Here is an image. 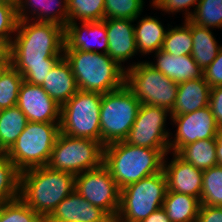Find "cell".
Here are the masks:
<instances>
[{
  "label": "cell",
  "instance_id": "cell-1",
  "mask_svg": "<svg viewBox=\"0 0 222 222\" xmlns=\"http://www.w3.org/2000/svg\"><path fill=\"white\" fill-rule=\"evenodd\" d=\"M9 51L11 65L23 80L41 86L63 57L64 27L52 22L19 20Z\"/></svg>",
  "mask_w": 222,
  "mask_h": 222
},
{
  "label": "cell",
  "instance_id": "cell-2",
  "mask_svg": "<svg viewBox=\"0 0 222 222\" xmlns=\"http://www.w3.org/2000/svg\"><path fill=\"white\" fill-rule=\"evenodd\" d=\"M169 149H153L116 141L104 146L103 165L120 189L163 170Z\"/></svg>",
  "mask_w": 222,
  "mask_h": 222
},
{
  "label": "cell",
  "instance_id": "cell-3",
  "mask_svg": "<svg viewBox=\"0 0 222 222\" xmlns=\"http://www.w3.org/2000/svg\"><path fill=\"white\" fill-rule=\"evenodd\" d=\"M75 190V175L48 166L21 172L19 197L46 220L57 205Z\"/></svg>",
  "mask_w": 222,
  "mask_h": 222
},
{
  "label": "cell",
  "instance_id": "cell-4",
  "mask_svg": "<svg viewBox=\"0 0 222 222\" xmlns=\"http://www.w3.org/2000/svg\"><path fill=\"white\" fill-rule=\"evenodd\" d=\"M79 90L109 93L125 85L126 68L121 67L107 53L64 50Z\"/></svg>",
  "mask_w": 222,
  "mask_h": 222
},
{
  "label": "cell",
  "instance_id": "cell-5",
  "mask_svg": "<svg viewBox=\"0 0 222 222\" xmlns=\"http://www.w3.org/2000/svg\"><path fill=\"white\" fill-rule=\"evenodd\" d=\"M59 133V123L28 121L6 155L20 172L47 166Z\"/></svg>",
  "mask_w": 222,
  "mask_h": 222
},
{
  "label": "cell",
  "instance_id": "cell-6",
  "mask_svg": "<svg viewBox=\"0 0 222 222\" xmlns=\"http://www.w3.org/2000/svg\"><path fill=\"white\" fill-rule=\"evenodd\" d=\"M166 192L167 179L163 170L125 186L121 189L115 222H141L162 208Z\"/></svg>",
  "mask_w": 222,
  "mask_h": 222
},
{
  "label": "cell",
  "instance_id": "cell-7",
  "mask_svg": "<svg viewBox=\"0 0 222 222\" xmlns=\"http://www.w3.org/2000/svg\"><path fill=\"white\" fill-rule=\"evenodd\" d=\"M102 94L78 90L61 105L60 132L101 143L100 107Z\"/></svg>",
  "mask_w": 222,
  "mask_h": 222
},
{
  "label": "cell",
  "instance_id": "cell-8",
  "mask_svg": "<svg viewBox=\"0 0 222 222\" xmlns=\"http://www.w3.org/2000/svg\"><path fill=\"white\" fill-rule=\"evenodd\" d=\"M141 102L126 85L102 94L100 107L101 144L123 141L137 117Z\"/></svg>",
  "mask_w": 222,
  "mask_h": 222
},
{
  "label": "cell",
  "instance_id": "cell-9",
  "mask_svg": "<svg viewBox=\"0 0 222 222\" xmlns=\"http://www.w3.org/2000/svg\"><path fill=\"white\" fill-rule=\"evenodd\" d=\"M125 85L141 104L155 105L172 110L177 96L178 84L149 62H138L126 68Z\"/></svg>",
  "mask_w": 222,
  "mask_h": 222
},
{
  "label": "cell",
  "instance_id": "cell-10",
  "mask_svg": "<svg viewBox=\"0 0 222 222\" xmlns=\"http://www.w3.org/2000/svg\"><path fill=\"white\" fill-rule=\"evenodd\" d=\"M104 146L96 140L75 138L59 133L47 166L74 175L99 168Z\"/></svg>",
  "mask_w": 222,
  "mask_h": 222
},
{
  "label": "cell",
  "instance_id": "cell-11",
  "mask_svg": "<svg viewBox=\"0 0 222 222\" xmlns=\"http://www.w3.org/2000/svg\"><path fill=\"white\" fill-rule=\"evenodd\" d=\"M74 191L102 209L111 219L117 217L121 189L103 164L99 168L75 175Z\"/></svg>",
  "mask_w": 222,
  "mask_h": 222
},
{
  "label": "cell",
  "instance_id": "cell-12",
  "mask_svg": "<svg viewBox=\"0 0 222 222\" xmlns=\"http://www.w3.org/2000/svg\"><path fill=\"white\" fill-rule=\"evenodd\" d=\"M171 111L160 106L141 104L135 122L124 141L130 145L169 149L170 132L166 130Z\"/></svg>",
  "mask_w": 222,
  "mask_h": 222
},
{
  "label": "cell",
  "instance_id": "cell-13",
  "mask_svg": "<svg viewBox=\"0 0 222 222\" xmlns=\"http://www.w3.org/2000/svg\"><path fill=\"white\" fill-rule=\"evenodd\" d=\"M171 119L177 126L175 138L169 140V151L172 153H177L183 146L197 140L215 139L220 131L209 106L191 113L171 116Z\"/></svg>",
  "mask_w": 222,
  "mask_h": 222
},
{
  "label": "cell",
  "instance_id": "cell-14",
  "mask_svg": "<svg viewBox=\"0 0 222 222\" xmlns=\"http://www.w3.org/2000/svg\"><path fill=\"white\" fill-rule=\"evenodd\" d=\"M17 106L29 122L60 123L61 106L39 85L23 81Z\"/></svg>",
  "mask_w": 222,
  "mask_h": 222
},
{
  "label": "cell",
  "instance_id": "cell-15",
  "mask_svg": "<svg viewBox=\"0 0 222 222\" xmlns=\"http://www.w3.org/2000/svg\"><path fill=\"white\" fill-rule=\"evenodd\" d=\"M163 160V171L167 179V191L194 196L200 200L202 193L203 171L185 162L176 153L167 164Z\"/></svg>",
  "mask_w": 222,
  "mask_h": 222
},
{
  "label": "cell",
  "instance_id": "cell-16",
  "mask_svg": "<svg viewBox=\"0 0 222 222\" xmlns=\"http://www.w3.org/2000/svg\"><path fill=\"white\" fill-rule=\"evenodd\" d=\"M68 22L64 28L65 45L64 50H80L84 52H99L94 49L99 46L103 53L108 50V37L105 25V19L102 21ZM88 35L94 42H90L85 36Z\"/></svg>",
  "mask_w": 222,
  "mask_h": 222
},
{
  "label": "cell",
  "instance_id": "cell-17",
  "mask_svg": "<svg viewBox=\"0 0 222 222\" xmlns=\"http://www.w3.org/2000/svg\"><path fill=\"white\" fill-rule=\"evenodd\" d=\"M45 222H115L76 191L63 199Z\"/></svg>",
  "mask_w": 222,
  "mask_h": 222
},
{
  "label": "cell",
  "instance_id": "cell-18",
  "mask_svg": "<svg viewBox=\"0 0 222 222\" xmlns=\"http://www.w3.org/2000/svg\"><path fill=\"white\" fill-rule=\"evenodd\" d=\"M134 21L132 19H105L108 37L107 54L121 67L122 62L132 59L138 51L136 49Z\"/></svg>",
  "mask_w": 222,
  "mask_h": 222
},
{
  "label": "cell",
  "instance_id": "cell-19",
  "mask_svg": "<svg viewBox=\"0 0 222 222\" xmlns=\"http://www.w3.org/2000/svg\"><path fill=\"white\" fill-rule=\"evenodd\" d=\"M28 12L36 17L29 18ZM17 15L19 20L52 22L65 28L68 24V2L67 0H19Z\"/></svg>",
  "mask_w": 222,
  "mask_h": 222
},
{
  "label": "cell",
  "instance_id": "cell-20",
  "mask_svg": "<svg viewBox=\"0 0 222 222\" xmlns=\"http://www.w3.org/2000/svg\"><path fill=\"white\" fill-rule=\"evenodd\" d=\"M156 62H149L168 79L178 83L203 77V69L191 55L174 56L162 49L155 53Z\"/></svg>",
  "mask_w": 222,
  "mask_h": 222
},
{
  "label": "cell",
  "instance_id": "cell-21",
  "mask_svg": "<svg viewBox=\"0 0 222 222\" xmlns=\"http://www.w3.org/2000/svg\"><path fill=\"white\" fill-rule=\"evenodd\" d=\"M211 87L204 77L178 83L171 116H179L209 106Z\"/></svg>",
  "mask_w": 222,
  "mask_h": 222
},
{
  "label": "cell",
  "instance_id": "cell-22",
  "mask_svg": "<svg viewBox=\"0 0 222 222\" xmlns=\"http://www.w3.org/2000/svg\"><path fill=\"white\" fill-rule=\"evenodd\" d=\"M41 87L60 106L79 90L71 65L64 56L48 73Z\"/></svg>",
  "mask_w": 222,
  "mask_h": 222
},
{
  "label": "cell",
  "instance_id": "cell-23",
  "mask_svg": "<svg viewBox=\"0 0 222 222\" xmlns=\"http://www.w3.org/2000/svg\"><path fill=\"white\" fill-rule=\"evenodd\" d=\"M191 28L193 47L191 56L203 71L214 61L222 48L210 28L197 25L189 19L184 21Z\"/></svg>",
  "mask_w": 222,
  "mask_h": 222
},
{
  "label": "cell",
  "instance_id": "cell-24",
  "mask_svg": "<svg viewBox=\"0 0 222 222\" xmlns=\"http://www.w3.org/2000/svg\"><path fill=\"white\" fill-rule=\"evenodd\" d=\"M134 27L136 49L142 55L162 49L167 30L158 18L142 17Z\"/></svg>",
  "mask_w": 222,
  "mask_h": 222
},
{
  "label": "cell",
  "instance_id": "cell-25",
  "mask_svg": "<svg viewBox=\"0 0 222 222\" xmlns=\"http://www.w3.org/2000/svg\"><path fill=\"white\" fill-rule=\"evenodd\" d=\"M200 206L194 196L167 191L162 208L171 222H197Z\"/></svg>",
  "mask_w": 222,
  "mask_h": 222
},
{
  "label": "cell",
  "instance_id": "cell-26",
  "mask_svg": "<svg viewBox=\"0 0 222 222\" xmlns=\"http://www.w3.org/2000/svg\"><path fill=\"white\" fill-rule=\"evenodd\" d=\"M176 154L201 171L217 165L215 139L197 140L189 143L183 146Z\"/></svg>",
  "mask_w": 222,
  "mask_h": 222
},
{
  "label": "cell",
  "instance_id": "cell-27",
  "mask_svg": "<svg viewBox=\"0 0 222 222\" xmlns=\"http://www.w3.org/2000/svg\"><path fill=\"white\" fill-rule=\"evenodd\" d=\"M28 120L18 106L0 110V151L7 152L25 129Z\"/></svg>",
  "mask_w": 222,
  "mask_h": 222
},
{
  "label": "cell",
  "instance_id": "cell-28",
  "mask_svg": "<svg viewBox=\"0 0 222 222\" xmlns=\"http://www.w3.org/2000/svg\"><path fill=\"white\" fill-rule=\"evenodd\" d=\"M21 172L7 157L6 152L0 151V195L6 201L19 198Z\"/></svg>",
  "mask_w": 222,
  "mask_h": 222
},
{
  "label": "cell",
  "instance_id": "cell-29",
  "mask_svg": "<svg viewBox=\"0 0 222 222\" xmlns=\"http://www.w3.org/2000/svg\"><path fill=\"white\" fill-rule=\"evenodd\" d=\"M68 22L104 20L105 0H67Z\"/></svg>",
  "mask_w": 222,
  "mask_h": 222
},
{
  "label": "cell",
  "instance_id": "cell-30",
  "mask_svg": "<svg viewBox=\"0 0 222 222\" xmlns=\"http://www.w3.org/2000/svg\"><path fill=\"white\" fill-rule=\"evenodd\" d=\"M193 47L191 28L183 26L169 28L166 32L162 50L174 56L191 55Z\"/></svg>",
  "mask_w": 222,
  "mask_h": 222
},
{
  "label": "cell",
  "instance_id": "cell-31",
  "mask_svg": "<svg viewBox=\"0 0 222 222\" xmlns=\"http://www.w3.org/2000/svg\"><path fill=\"white\" fill-rule=\"evenodd\" d=\"M201 205L222 207V166L203 171Z\"/></svg>",
  "mask_w": 222,
  "mask_h": 222
},
{
  "label": "cell",
  "instance_id": "cell-32",
  "mask_svg": "<svg viewBox=\"0 0 222 222\" xmlns=\"http://www.w3.org/2000/svg\"><path fill=\"white\" fill-rule=\"evenodd\" d=\"M189 20L207 28L222 27V0H199Z\"/></svg>",
  "mask_w": 222,
  "mask_h": 222
},
{
  "label": "cell",
  "instance_id": "cell-33",
  "mask_svg": "<svg viewBox=\"0 0 222 222\" xmlns=\"http://www.w3.org/2000/svg\"><path fill=\"white\" fill-rule=\"evenodd\" d=\"M22 75L10 65L0 77V110L17 106Z\"/></svg>",
  "mask_w": 222,
  "mask_h": 222
},
{
  "label": "cell",
  "instance_id": "cell-34",
  "mask_svg": "<svg viewBox=\"0 0 222 222\" xmlns=\"http://www.w3.org/2000/svg\"><path fill=\"white\" fill-rule=\"evenodd\" d=\"M0 222H45L20 197L7 201L0 209Z\"/></svg>",
  "mask_w": 222,
  "mask_h": 222
},
{
  "label": "cell",
  "instance_id": "cell-35",
  "mask_svg": "<svg viewBox=\"0 0 222 222\" xmlns=\"http://www.w3.org/2000/svg\"><path fill=\"white\" fill-rule=\"evenodd\" d=\"M144 0H105L104 19L137 20L143 12Z\"/></svg>",
  "mask_w": 222,
  "mask_h": 222
},
{
  "label": "cell",
  "instance_id": "cell-36",
  "mask_svg": "<svg viewBox=\"0 0 222 222\" xmlns=\"http://www.w3.org/2000/svg\"><path fill=\"white\" fill-rule=\"evenodd\" d=\"M17 6L0 1V40L11 45L18 25Z\"/></svg>",
  "mask_w": 222,
  "mask_h": 222
},
{
  "label": "cell",
  "instance_id": "cell-37",
  "mask_svg": "<svg viewBox=\"0 0 222 222\" xmlns=\"http://www.w3.org/2000/svg\"><path fill=\"white\" fill-rule=\"evenodd\" d=\"M199 0H152L153 8L160 9L166 13L185 11V20L189 19L193 12H189L191 6H197ZM190 7V8H189Z\"/></svg>",
  "mask_w": 222,
  "mask_h": 222
},
{
  "label": "cell",
  "instance_id": "cell-38",
  "mask_svg": "<svg viewBox=\"0 0 222 222\" xmlns=\"http://www.w3.org/2000/svg\"><path fill=\"white\" fill-rule=\"evenodd\" d=\"M203 77L211 88L222 86V48L214 61L204 70Z\"/></svg>",
  "mask_w": 222,
  "mask_h": 222
},
{
  "label": "cell",
  "instance_id": "cell-39",
  "mask_svg": "<svg viewBox=\"0 0 222 222\" xmlns=\"http://www.w3.org/2000/svg\"><path fill=\"white\" fill-rule=\"evenodd\" d=\"M209 107L211 108L217 126L222 129V86L211 88Z\"/></svg>",
  "mask_w": 222,
  "mask_h": 222
},
{
  "label": "cell",
  "instance_id": "cell-40",
  "mask_svg": "<svg viewBox=\"0 0 222 222\" xmlns=\"http://www.w3.org/2000/svg\"><path fill=\"white\" fill-rule=\"evenodd\" d=\"M197 222H222V207L201 205Z\"/></svg>",
  "mask_w": 222,
  "mask_h": 222
},
{
  "label": "cell",
  "instance_id": "cell-41",
  "mask_svg": "<svg viewBox=\"0 0 222 222\" xmlns=\"http://www.w3.org/2000/svg\"><path fill=\"white\" fill-rule=\"evenodd\" d=\"M141 222H171L167 217L166 211L163 208L152 212L146 219Z\"/></svg>",
  "mask_w": 222,
  "mask_h": 222
},
{
  "label": "cell",
  "instance_id": "cell-42",
  "mask_svg": "<svg viewBox=\"0 0 222 222\" xmlns=\"http://www.w3.org/2000/svg\"><path fill=\"white\" fill-rule=\"evenodd\" d=\"M217 165L222 166V129L217 133L216 137Z\"/></svg>",
  "mask_w": 222,
  "mask_h": 222
},
{
  "label": "cell",
  "instance_id": "cell-43",
  "mask_svg": "<svg viewBox=\"0 0 222 222\" xmlns=\"http://www.w3.org/2000/svg\"><path fill=\"white\" fill-rule=\"evenodd\" d=\"M11 65V55L8 50L1 58H0V77L7 70V68Z\"/></svg>",
  "mask_w": 222,
  "mask_h": 222
},
{
  "label": "cell",
  "instance_id": "cell-44",
  "mask_svg": "<svg viewBox=\"0 0 222 222\" xmlns=\"http://www.w3.org/2000/svg\"><path fill=\"white\" fill-rule=\"evenodd\" d=\"M9 50V46L0 40V58Z\"/></svg>",
  "mask_w": 222,
  "mask_h": 222
},
{
  "label": "cell",
  "instance_id": "cell-45",
  "mask_svg": "<svg viewBox=\"0 0 222 222\" xmlns=\"http://www.w3.org/2000/svg\"><path fill=\"white\" fill-rule=\"evenodd\" d=\"M0 1L7 2V3L13 4L15 6H17L18 2H19V0H0Z\"/></svg>",
  "mask_w": 222,
  "mask_h": 222
},
{
  "label": "cell",
  "instance_id": "cell-46",
  "mask_svg": "<svg viewBox=\"0 0 222 222\" xmlns=\"http://www.w3.org/2000/svg\"><path fill=\"white\" fill-rule=\"evenodd\" d=\"M7 201L0 195V209L4 206Z\"/></svg>",
  "mask_w": 222,
  "mask_h": 222
}]
</instances>
